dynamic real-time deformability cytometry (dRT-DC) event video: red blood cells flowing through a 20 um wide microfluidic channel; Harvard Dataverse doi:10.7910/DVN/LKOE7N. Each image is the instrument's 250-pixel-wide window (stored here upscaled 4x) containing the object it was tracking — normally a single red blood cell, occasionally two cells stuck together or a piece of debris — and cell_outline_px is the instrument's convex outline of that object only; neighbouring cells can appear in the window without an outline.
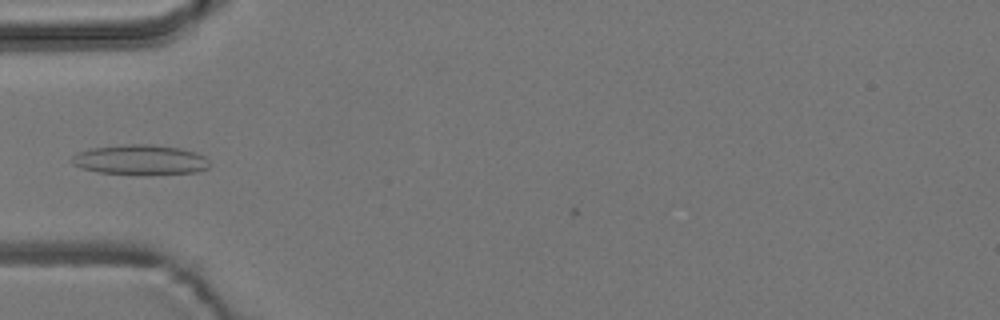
{"species": "common noctule bat (a hibernating species)", "species_latin": "Nyctalus noctula", "temperature_condition": "room temperature", "stored_images_in_passage": 3, "camera_frame_rate_fps": 3000, "um_per_image_px": 0.085, "animal": {"sex": "male", "body_mass_g": 19.2, "forearm_length_mm": 51.8}, "frame": {"image": 1, "passage_image": 3, "time_ms": 2.333, "image_size_px": [1000, 320], "cell_outline_px": [[208, 168], [196, 172], [144, 176], [136, 176], [100, 172], [80, 168], [72, 164], [72, 156], [80, 152], [92, 148], [128, 144], [152, 144], [180, 148], [196, 152], [204, 156], [208, 160]], "centroid_in_image_um": [11.94, 13.61], "position_along_channel_um": 73.1, "area_um2": 24.51}}